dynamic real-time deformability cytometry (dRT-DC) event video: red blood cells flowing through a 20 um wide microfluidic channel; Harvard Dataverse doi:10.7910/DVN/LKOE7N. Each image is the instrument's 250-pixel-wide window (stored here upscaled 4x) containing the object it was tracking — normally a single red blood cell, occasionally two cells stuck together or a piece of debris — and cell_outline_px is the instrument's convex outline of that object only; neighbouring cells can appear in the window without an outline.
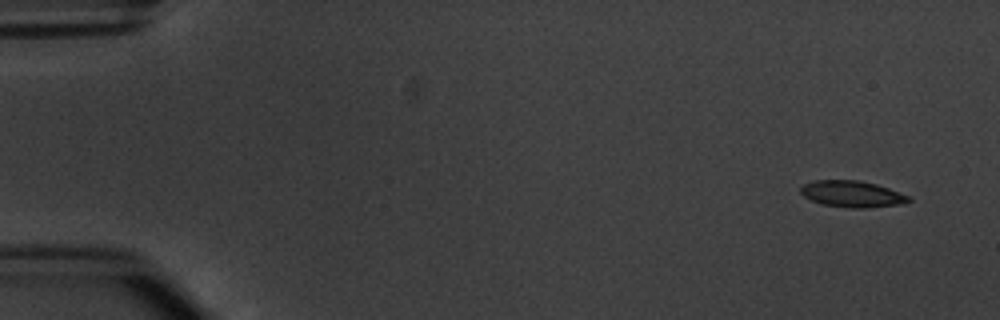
{"species": "common noctule bat (a hibernating species)", "species_latin": "Nyctalus noctula", "temperature_condition": "warm", "stored_images_in_passage": 5, "camera_frame_rate_fps": 3000, "um_per_image_px": 0.085, "animal": {"sex": "male", "body_mass_g": 20.1, "forearm_length_mm": 53.5}, "frame": {"image": 1, "passage_image": 1, "time_ms": 0.0, "image_size_px": [1000, 320], "cell_outline_px": [[912, 200], [904, 204], [868, 208], [852, 208], [824, 204], [812, 200], [804, 196], [800, 192], [800, 188], [804, 184], [812, 180], [860, 180], [876, 184], [888, 188], [908, 196]], "centroid_in_image_um": [72.44, 16.48], "position_along_channel_um": 12.6, "area_um2": 16.59}}
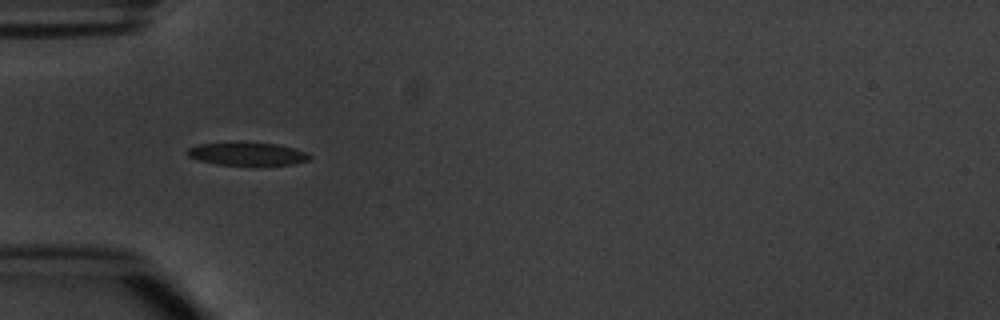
{"frame": {"image": 2, "passage_image": 5, "time_ms": 4.667, "image_size_px": [1000, 320], "cell_outline_px": [[312, 156], [308, 160], [296, 164], [264, 168], [216, 164], [200, 160], [188, 156], [184, 152], [188, 148], [196, 144], [228, 140], [236, 140], [276, 144], [308, 152]], "centroid_in_image_um": [21.01, 13.09], "position_along_channel_um": 64.0, "area_um2": 18.03}}